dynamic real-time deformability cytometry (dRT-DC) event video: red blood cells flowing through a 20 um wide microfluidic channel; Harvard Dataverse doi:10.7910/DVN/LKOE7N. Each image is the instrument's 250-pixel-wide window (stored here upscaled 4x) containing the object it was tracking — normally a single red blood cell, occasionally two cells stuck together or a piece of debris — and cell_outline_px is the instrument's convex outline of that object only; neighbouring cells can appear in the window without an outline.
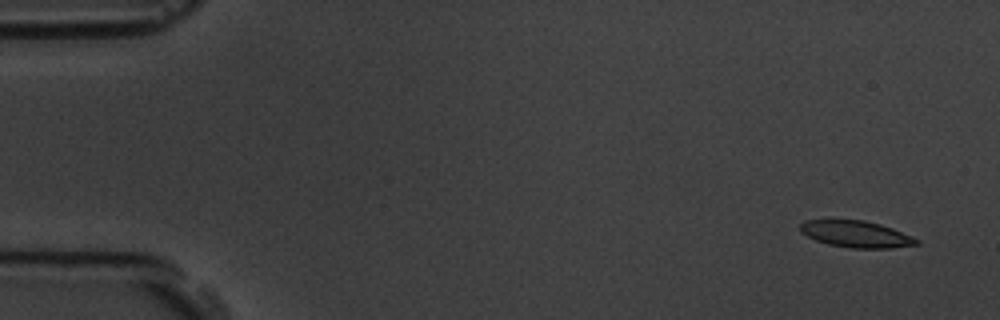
{"species": "common noctule bat (a hibernating species)", "species_latin": "Nyctalus noctula", "temperature_condition": "room temperature", "stored_images_in_passage": 9, "camera_frame_rate_fps": 3000, "um_per_image_px": 0.085, "animal": {"sex": "male", "body_mass_g": 19.5, "forearm_length_mm": 54.6}, "frame": {"image": 1, "passage_image": 1, "time_ms": 0.0, "image_size_px": [1000, 320], "cell_outline_px": [[920, 244], [892, 248], [852, 248], [828, 244], [816, 240], [800, 232], [800, 224], [804, 220], [864, 220], [880, 224], [892, 228], [920, 240]], "centroid_in_image_um": [72.78, 19.9], "position_along_channel_um": 12.2, "area_um2": 17.98}}
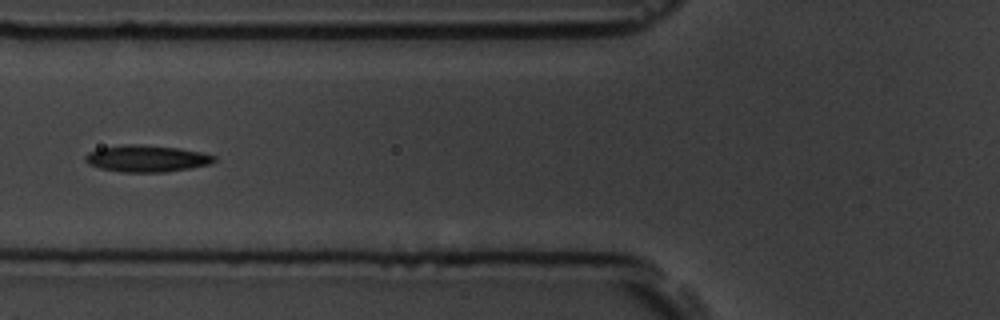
{"frame": {"image": 2, "passage_image": 6, "time_ms": 6.0, "image_size_px": [1000, 320], "cell_outline_px": [[216, 160], [208, 164], [188, 168], [164, 172], [120, 172], [100, 168], [88, 164], [84, 160], [84, 156], [88, 152], [100, 148], [124, 144], [136, 144], [180, 148], [200, 152], [216, 156]], "centroid_in_image_um": [12.41, 13.47], "position_along_channel_um": 113.4, "area_um2": 20.0}}
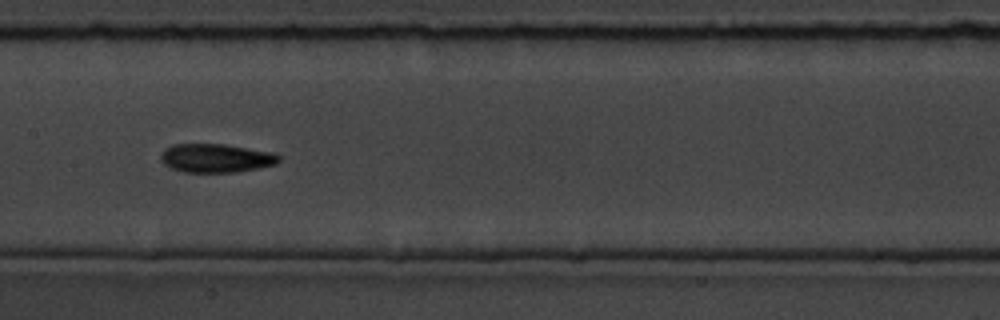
{"frame": {"image": 3, "passage_image": 8, "time_ms": 8.0, "image_size_px": [1000, 320], "cell_outline_px": [[280, 160], [276, 164], [236, 172], [184, 172], [172, 168], [164, 164], [160, 160], [160, 156], [164, 148], [172, 144], [224, 144], [276, 152], [280, 156]], "centroid_in_image_um": [18.36, 13.43], "position_along_channel_um": 189.0, "area_um2": 19.88}}